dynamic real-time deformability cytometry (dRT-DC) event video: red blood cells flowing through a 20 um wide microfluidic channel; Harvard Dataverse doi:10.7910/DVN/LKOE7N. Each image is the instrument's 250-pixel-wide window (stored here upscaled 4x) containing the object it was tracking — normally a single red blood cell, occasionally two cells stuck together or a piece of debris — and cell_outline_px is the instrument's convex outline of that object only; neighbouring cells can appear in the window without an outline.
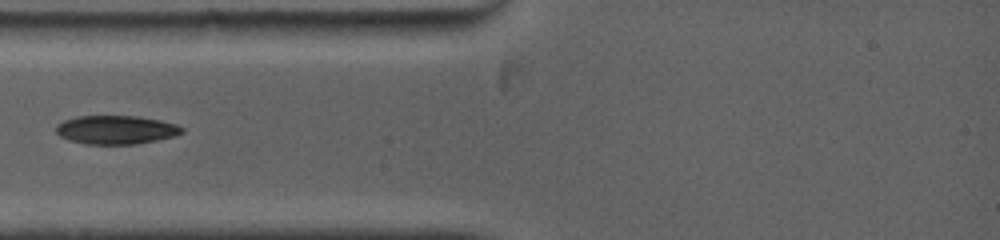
{"species": "common noctule bat (a hibernating species)", "species_latin": "Nyctalus noctula", "temperature_condition": "warm", "stored_images_in_passage": 1, "camera_frame_rate_fps": 5000, "um_per_image_px": 0.085, "animal": {"sex": "female", "body_mass_g": 19.0, "forearm_length_mm": 53.3}, "frame": {"image": 1, "passage_image": 1, "time_ms": 0.0, "image_size_px": [1000, 240], "cell_outline_px": [[184, 132], [176, 136], [136, 144], [84, 144], [68, 140], [60, 136], [56, 132], [56, 124], [64, 120], [76, 116], [140, 116], [160, 120], [176, 124], [184, 128]], "centroid_in_image_um": [9.86, 11.03], "position_along_channel_um": 75.1, "area_um2": 21.21}}